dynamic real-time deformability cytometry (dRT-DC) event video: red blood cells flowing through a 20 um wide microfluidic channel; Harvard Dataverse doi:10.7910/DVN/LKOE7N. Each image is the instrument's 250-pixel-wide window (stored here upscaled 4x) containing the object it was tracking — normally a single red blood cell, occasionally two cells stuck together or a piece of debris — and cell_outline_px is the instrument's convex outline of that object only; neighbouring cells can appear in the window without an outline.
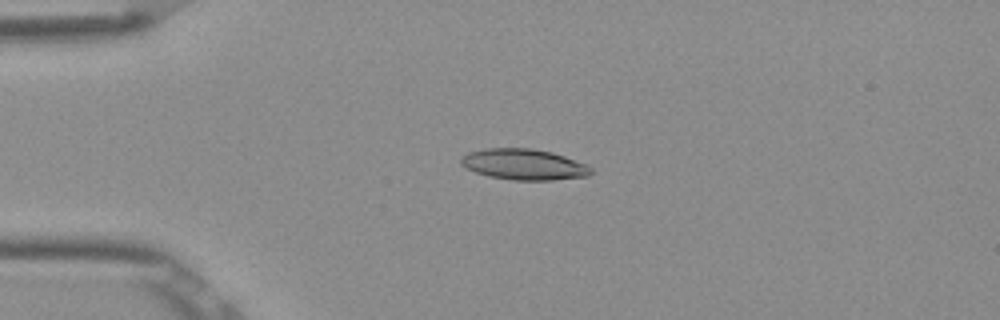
{"species": "Egyptian fruit bat (a non-hibernating species)", "species_latin": "Rousettus aegyptiacus", "temperature_condition": "room temperature", "stored_images_in_passage": 52, "camera_frame_rate_fps": 3000, "um_per_image_px": 0.085, "frame": {"image": 1, "passage_image": 12, "time_ms": 3.667, "image_size_px": [1000, 320], "cell_outline_px": [[592, 172], [588, 176], [552, 180], [512, 180], [488, 176], [464, 168], [460, 164], [460, 156], [468, 152], [484, 148], [532, 148], [552, 152], [588, 164], [592, 168]], "centroid_in_image_um": [44.5, 13.97], "position_along_channel_um": 40.5, "area_um2": 23.7}}
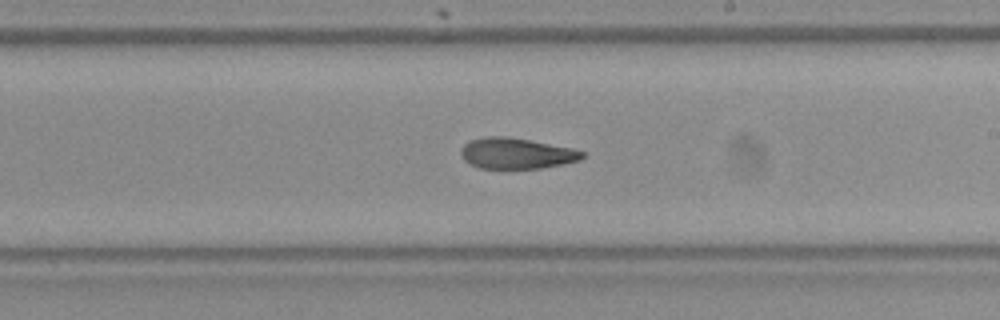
{"frame": {"image": 2, "passage_image": 30, "time_ms": 9.667, "image_size_px": [1000, 320], "cell_outline_px": [[584, 156], [580, 160], [564, 164], [540, 168], [480, 168], [468, 164], [464, 160], [460, 152], [460, 148], [468, 140], [488, 136], [504, 136], [528, 140], [572, 148], [584, 152]], "centroid_in_image_um": [43.85, 13.04], "position_along_channel_um": 245.1, "area_um2": 21.79}}
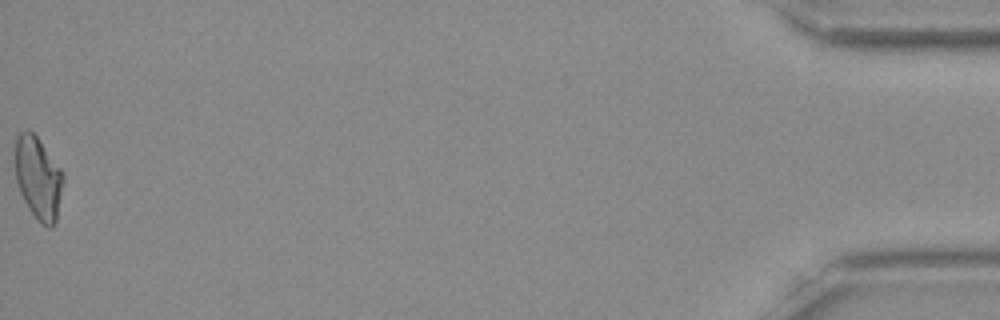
{"frame": {"image": 3, "passage_image": 52, "time_ms": 17.0, "image_size_px": [1000, 320], "cell_outline_px": [[64, 180], [56, 220], [52, 228], [48, 228], [40, 224], [28, 208], [20, 192], [16, 180], [16, 136], [20, 132], [32, 132], [36, 136], [60, 168], [64, 176]], "centroid_in_image_um": [3.26, 15.19], "position_along_channel_um": 431.9, "area_um2": 22.83}, "authors_computed_cell_mechanics": {"area_um2": 22.7154, "velocity_mm_per_s": 3.8928, "shape_relaxation_time_tau1_ms": 7.1854, "shape_relaxation_time_tau2_ms": 3.5203, "deformation_change_tau1": 0.1886, "deformation_change_tau2": 0.1078}}